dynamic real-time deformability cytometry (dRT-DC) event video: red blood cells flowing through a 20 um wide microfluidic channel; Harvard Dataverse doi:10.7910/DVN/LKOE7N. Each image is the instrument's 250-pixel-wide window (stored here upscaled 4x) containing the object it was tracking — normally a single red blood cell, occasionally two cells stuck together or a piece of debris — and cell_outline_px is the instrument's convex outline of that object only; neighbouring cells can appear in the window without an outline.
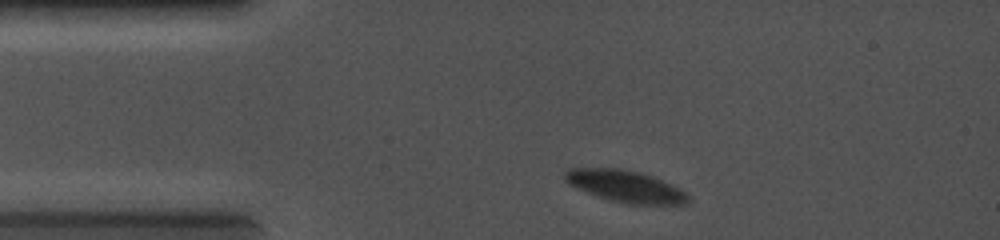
{"species": "common noctule bat (a hibernating species)", "species_latin": "Nyctalus noctula", "temperature_condition": "cold", "stored_images_in_passage": 10, "camera_frame_rate_fps": 5000, "um_per_image_px": 0.085, "animal": {"sex": "female", "body_mass_g": 19.0, "forearm_length_mm": 56.7}, "frame": {"image": 1, "passage_image": 1, "time_ms": 0.0, "image_size_px": [1000, 240], "cell_outline_px": [[692, 200], [688, 204], [628, 204], [612, 200], [576, 188], [568, 184], [564, 180], [564, 172], [568, 168], [620, 168], [640, 172], [652, 176], [684, 192]], "centroid_in_image_um": [53.12, 15.82], "position_along_channel_um": 31.9, "area_um2": 22.54}}